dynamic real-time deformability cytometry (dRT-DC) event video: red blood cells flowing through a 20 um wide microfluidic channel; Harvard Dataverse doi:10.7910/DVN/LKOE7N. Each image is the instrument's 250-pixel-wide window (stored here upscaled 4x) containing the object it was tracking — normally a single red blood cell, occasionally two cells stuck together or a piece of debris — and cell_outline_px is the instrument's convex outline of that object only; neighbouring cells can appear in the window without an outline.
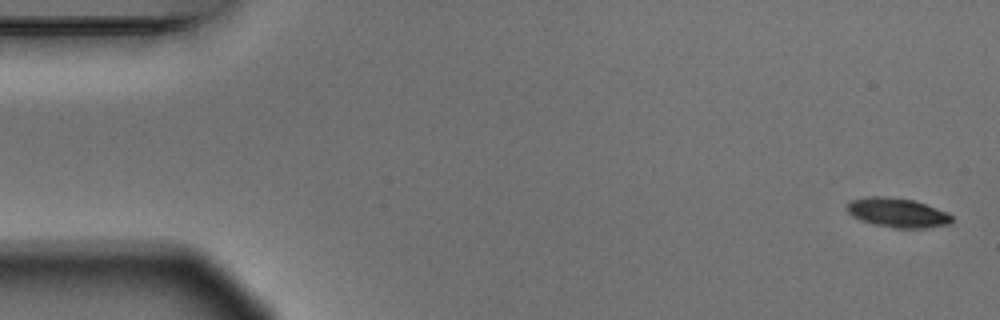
{"species": "Egyptian fruit bat (a non-hibernating species)", "species_latin": "Rousettus aegyptiacus", "temperature_condition": "warm", "stored_images_in_passage": 4, "camera_frame_rate_fps": 3000, "um_per_image_px": 0.085, "animal": {"sex": "male"}, "frame": {"image": 1, "passage_image": 1, "time_ms": 0.0, "image_size_px": [1000, 320], "cell_outline_px": [[952, 220], [948, 224], [924, 228], [892, 228], [872, 224], [860, 220], [852, 216], [844, 208], [852, 200], [868, 196], [884, 196], [912, 200], [948, 212], [952, 216]], "centroid_in_image_um": [76.24, 18.08], "position_along_channel_um": 8.8, "area_um2": 17.92}}
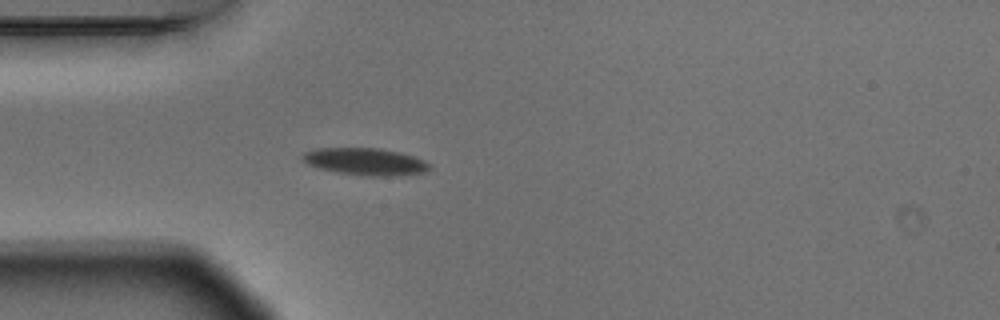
{"frame": {"image": 2, "passage_image": 4, "time_ms": 1.0, "image_size_px": [1000, 320], "cell_outline_px": [[432, 168], [424, 172], [388, 176], [364, 176], [336, 172], [320, 168], [308, 164], [300, 160], [300, 156], [304, 152], [316, 148], [380, 148], [400, 152], [424, 160], [432, 164]], "centroid_in_image_um": [31.03, 13.73], "position_along_channel_um": 54.0, "area_um2": 20.23}}